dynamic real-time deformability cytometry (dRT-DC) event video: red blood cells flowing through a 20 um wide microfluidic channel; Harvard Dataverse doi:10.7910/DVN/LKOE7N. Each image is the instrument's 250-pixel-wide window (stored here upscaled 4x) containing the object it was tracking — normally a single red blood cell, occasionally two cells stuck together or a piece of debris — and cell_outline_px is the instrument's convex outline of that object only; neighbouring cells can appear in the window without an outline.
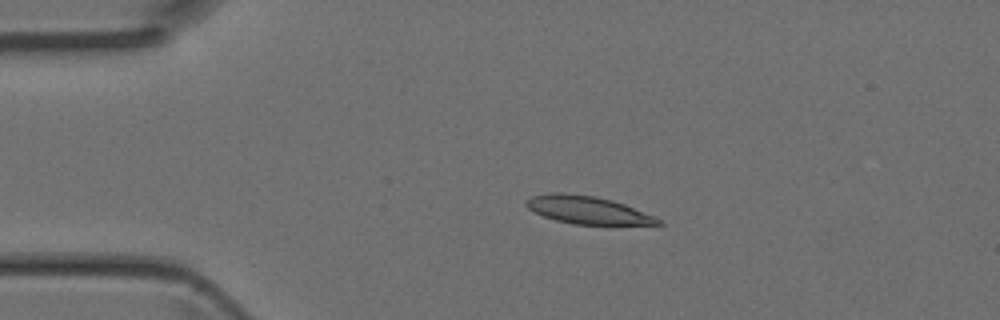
{"species": "Egyptian fruit bat (a non-hibernating species)", "species_latin": "Rousettus aegyptiacus", "temperature_condition": "room temperature", "stored_images_in_passage": 2, "camera_frame_rate_fps": 3000, "um_per_image_px": 0.085, "animal": {"sex": "female"}, "frame": {"image": 1, "passage_image": 2, "time_ms": 0.333, "image_size_px": [1000, 320], "cell_outline_px": [[664, 224], [576, 224], [556, 220], [544, 216], [528, 208], [524, 204], [524, 200], [532, 196], [552, 192], [560, 192], [596, 196], [612, 200], [624, 204], [652, 216], [660, 220]], "centroid_in_image_um": [49.87, 17.83], "position_along_channel_um": 35.1, "area_um2": 20.92}}